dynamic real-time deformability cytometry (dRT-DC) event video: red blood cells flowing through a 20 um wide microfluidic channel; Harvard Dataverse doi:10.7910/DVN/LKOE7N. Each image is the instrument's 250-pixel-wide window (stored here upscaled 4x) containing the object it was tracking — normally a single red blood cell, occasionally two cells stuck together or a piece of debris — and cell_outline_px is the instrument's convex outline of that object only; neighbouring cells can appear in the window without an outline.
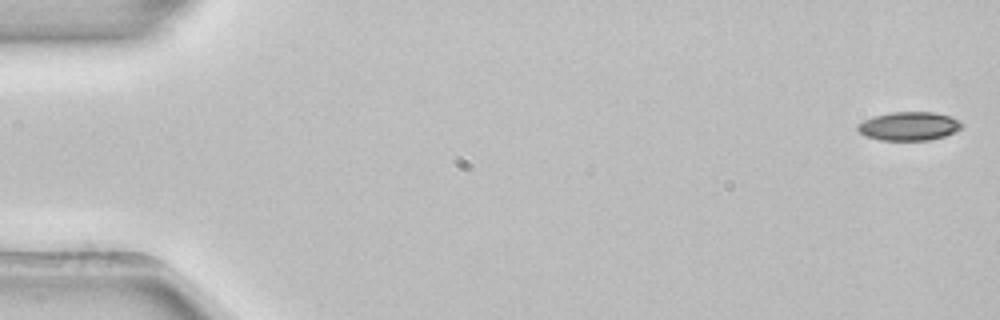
{"species": "common noctule bat (a hibernating species)", "species_latin": "Nyctalus noctula", "temperature_condition": "room temperature", "stored_images_in_passage": 53, "camera_frame_rate_fps": 3000, "um_per_image_px": 0.085, "animal": {"sex": "female", "body_mass_g": 22.7, "forearm_length_mm": 54.2}, "frame": {"image": 1, "passage_image": 1, "time_ms": 0.0, "image_size_px": [1000, 320], "cell_outline_px": [[964, 124], [960, 128], [944, 136], [928, 140], [880, 140], [864, 136], [856, 128], [856, 124], [872, 116], [892, 112], [936, 112], [960, 120]], "centroid_in_image_um": [77.22, 10.71], "position_along_channel_um": 7.8, "area_um2": 17.4}}
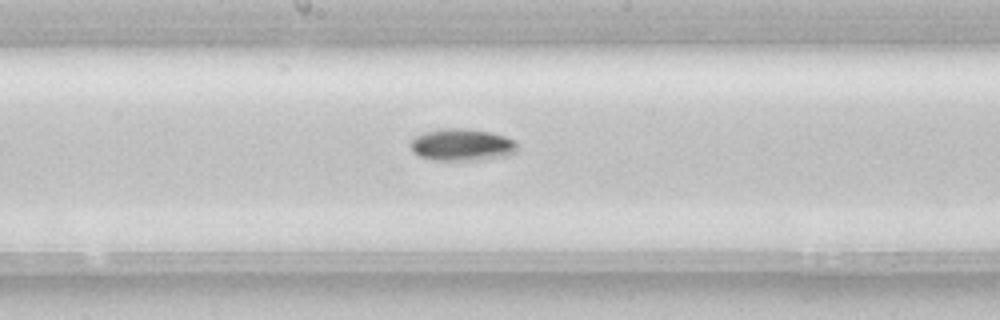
{"frame": {"image": 2, "passage_image": 28, "time_ms": 9.0, "image_size_px": [1000, 320], "cell_outline_px": [[516, 152], [508, 156], [484, 160], [432, 160], [420, 156], [412, 152], [408, 144], [416, 136], [424, 132], [444, 128], [460, 128], [492, 132], [516, 140]], "centroid_in_image_um": [39.27, 12.32], "position_along_channel_um": 208.9, "area_um2": 20.23}}
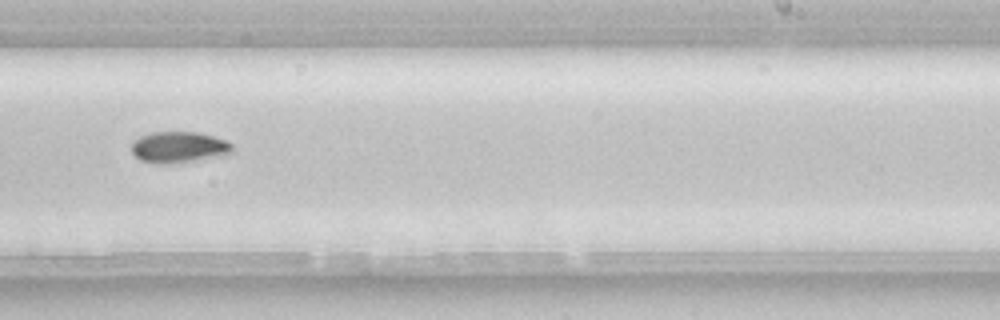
{"frame": {"image": 3, "passage_image": 33, "time_ms": 10.667, "image_size_px": [1000, 320], "cell_outline_px": [[232, 152], [228, 156], [164, 164], [160, 164], [140, 160], [132, 152], [132, 140], [148, 132], [196, 132], [228, 140], [232, 144]], "centroid_in_image_um": [15.22, 12.51], "position_along_channel_um": 273.8, "area_um2": 18.55}, "authors_computed_cell_mechanics": {"area_um2": 18.0336, "velocity_mm_per_s": 3.9185, "shape_relaxation_time_tau1_ms": 3.4494, "shape_relaxation_time_tau2_ms": null, "deformation_change_tau1": 0.0846, "deformation_change_tau2": null}}